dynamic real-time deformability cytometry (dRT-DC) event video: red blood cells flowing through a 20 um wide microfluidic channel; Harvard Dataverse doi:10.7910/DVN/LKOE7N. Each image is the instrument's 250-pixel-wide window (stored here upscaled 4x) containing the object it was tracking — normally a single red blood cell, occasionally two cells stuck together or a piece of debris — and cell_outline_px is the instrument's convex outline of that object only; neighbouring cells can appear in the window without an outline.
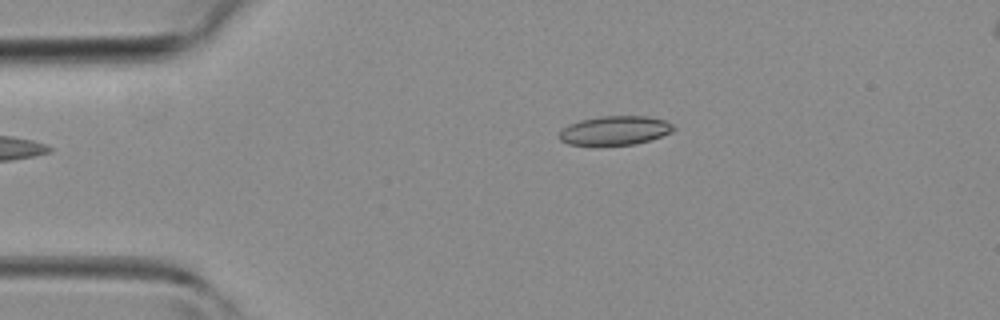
{"species": "common noctule bat (a hibernating species)", "species_latin": "Nyctalus noctula", "temperature_condition": "room temperature", "stored_images_in_passage": 34, "camera_frame_rate_fps": 3000, "um_per_image_px": 0.085, "animal": {"sex": "female", "body_mass_g": 19.3, "forearm_length_mm": 54.1}, "frame": {"image": 1, "passage_image": 1, "time_ms": 0.0, "image_size_px": [1000, 320], "cell_outline_px": [[676, 128], [672, 132], [636, 144], [568, 144], [560, 140], [560, 132], [568, 124], [580, 120], [600, 116], [648, 116], [664, 120], [672, 124]], "centroid_in_image_um": [52.28, 11.07], "position_along_channel_um": 32.7, "area_um2": 19.02}}
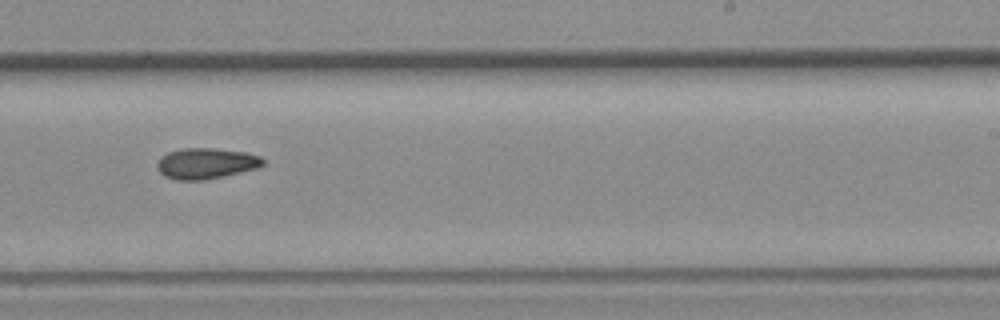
{"frame": {"image": 2, "passage_image": 18, "time_ms": 5.667, "image_size_px": [1000, 320], "cell_outline_px": [[264, 164], [260, 168], [224, 176], [204, 180], [176, 180], [164, 176], [156, 168], [156, 164], [160, 156], [168, 152], [184, 148], [208, 148], [244, 152], [260, 156], [264, 160]], "centroid_in_image_um": [17.5, 13.9], "position_along_channel_um": 271.5, "area_um2": 19.13}}
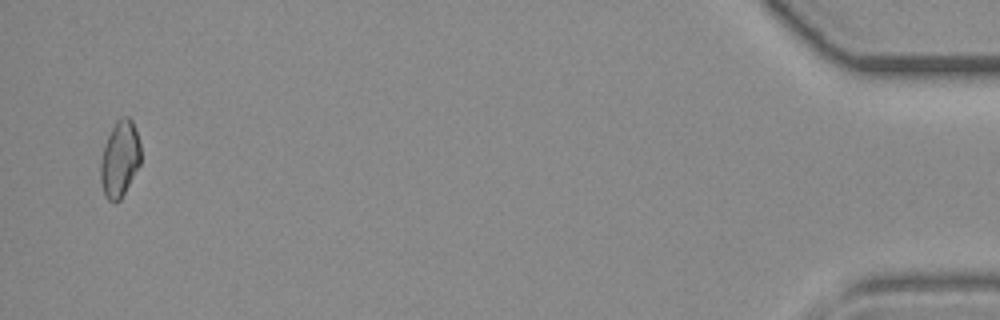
{"frame": {"image": 3, "passage_image": 33, "time_ms": 10.667, "image_size_px": [1000, 320], "cell_outline_px": [[140, 164], [120, 200], [108, 200], [104, 196], [100, 180], [100, 160], [104, 144], [116, 120], [124, 116], [128, 116], [132, 120], [140, 144]], "centroid_in_image_um": [10.16, 13.5], "position_along_channel_um": 425.0, "area_um2": 17.74}}